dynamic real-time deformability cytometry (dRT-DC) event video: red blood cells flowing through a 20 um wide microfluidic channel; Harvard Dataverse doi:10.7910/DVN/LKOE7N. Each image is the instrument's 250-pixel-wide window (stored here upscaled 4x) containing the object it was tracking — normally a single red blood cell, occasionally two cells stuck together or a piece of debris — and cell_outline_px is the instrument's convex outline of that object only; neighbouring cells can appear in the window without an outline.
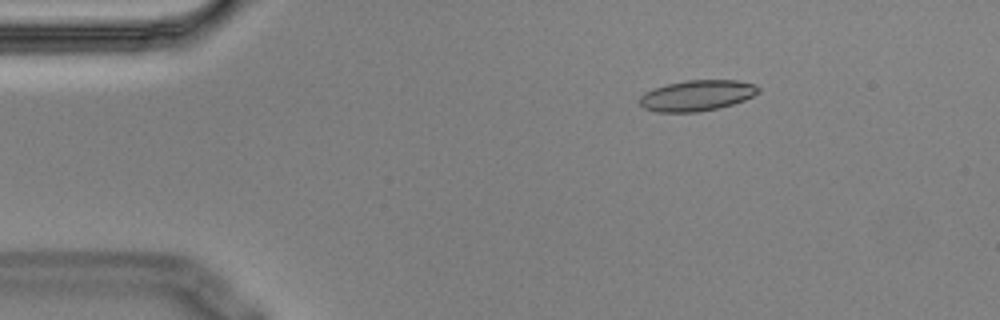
{"species": "Egyptian fruit bat (a non-hibernating species)", "species_latin": "Rousettus aegyptiacus", "temperature_condition": "cold", "stored_images_in_passage": 4, "camera_frame_rate_fps": 3000, "um_per_image_px": 0.085, "animal": {"sex": "male"}, "frame": {"image": 1, "passage_image": 2, "time_ms": 0.333, "image_size_px": [1000, 320], "cell_outline_px": [[760, 92], [744, 100], [720, 108], [696, 112], [656, 112], [644, 108], [640, 104], [640, 96], [644, 92], [668, 84], [684, 80], [736, 80], [756, 84], [760, 88]], "centroid_in_image_um": [59.26, 8.12], "position_along_channel_um": 25.7, "area_um2": 21.33}}
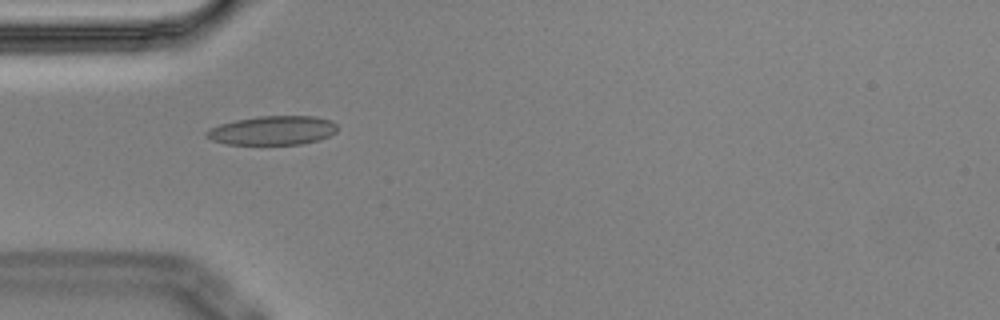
{"frame": {"image": 2, "passage_image": 4, "time_ms": 1.0, "image_size_px": [1000, 320], "cell_outline_px": [[336, 132], [320, 140], [300, 144], [224, 144], [212, 140], [204, 136], [204, 132], [220, 124], [236, 120], [260, 116], [316, 116], [332, 120], [336, 124]], "centroid_in_image_um": [23.18, 11.08], "position_along_channel_um": 61.8, "area_um2": 22.14}}